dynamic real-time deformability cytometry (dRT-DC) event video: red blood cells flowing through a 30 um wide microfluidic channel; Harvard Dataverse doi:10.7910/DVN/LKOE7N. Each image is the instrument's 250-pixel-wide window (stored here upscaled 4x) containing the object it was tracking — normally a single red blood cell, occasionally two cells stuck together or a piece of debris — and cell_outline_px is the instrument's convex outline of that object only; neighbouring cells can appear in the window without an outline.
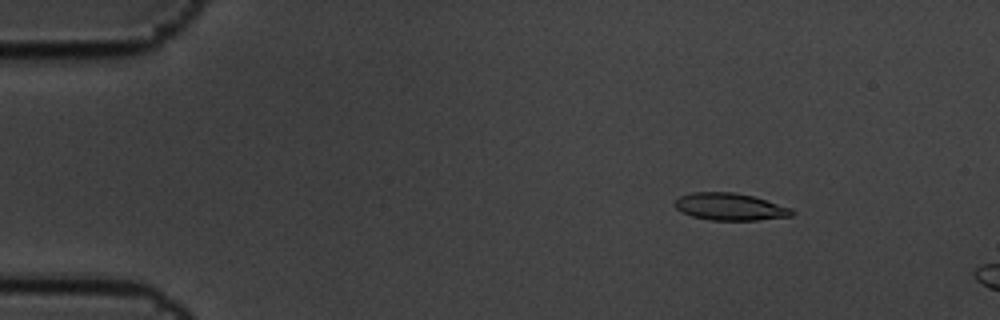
{"species": "common noctule bat (a hibernating species)", "species_latin": "Nyctalus noctula", "temperature_condition": "cold", "stored_images_in_passage": 5, "camera_frame_rate_fps": 3000, "um_per_image_px": 0.085, "animal": {"sex": "male", "body_mass_g": 19.5, "forearm_length_mm": 54.6}, "frame": {"image": 1, "passage_image": 3, "time_ms": 0.667, "image_size_px": [1000, 320], "cell_outline_px": [[796, 212], [792, 216], [756, 220], [708, 220], [692, 216], [680, 212], [676, 208], [676, 200], [680, 196], [692, 192], [736, 192], [752, 196], [792, 208]], "centroid_in_image_um": [62.06, 17.58], "position_along_channel_um": 22.9, "area_um2": 18.55}}